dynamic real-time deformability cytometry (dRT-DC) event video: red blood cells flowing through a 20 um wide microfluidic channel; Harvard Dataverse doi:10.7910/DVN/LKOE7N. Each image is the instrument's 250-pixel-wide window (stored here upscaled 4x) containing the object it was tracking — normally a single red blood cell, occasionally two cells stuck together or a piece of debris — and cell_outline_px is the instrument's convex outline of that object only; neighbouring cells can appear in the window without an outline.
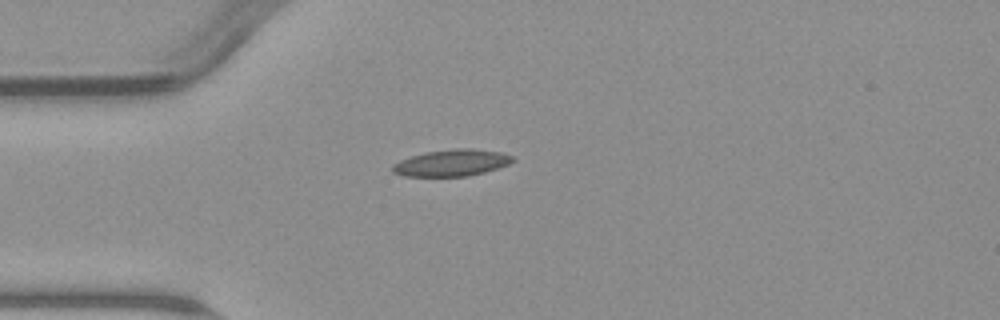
{"species": "common noctule bat (a hibernating species)", "species_latin": "Nyctalus noctula", "temperature_condition": "warm", "stored_images_in_passage": 1, "camera_frame_rate_fps": 3000, "um_per_image_px": 0.085, "animal": {"sex": "male", "body_mass_g": 23.1, "forearm_length_mm": 52.7}, "frame": {"image": 1, "passage_image": 1, "time_ms": 0.0, "image_size_px": [1000, 320], "cell_outline_px": [[516, 160], [508, 164], [484, 172], [468, 176], [404, 176], [392, 172], [392, 164], [400, 160], [424, 152], [456, 148], [472, 148], [500, 152], [512, 156]], "centroid_in_image_um": [38.38, 13.83], "position_along_channel_um": 46.6, "area_um2": 18.61}}